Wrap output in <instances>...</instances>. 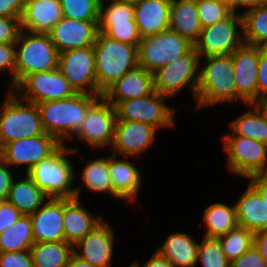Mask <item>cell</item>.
Wrapping results in <instances>:
<instances>
[{"mask_svg": "<svg viewBox=\"0 0 267 267\" xmlns=\"http://www.w3.org/2000/svg\"><path fill=\"white\" fill-rule=\"evenodd\" d=\"M99 95L76 93L63 99L37 104L45 133L54 136L61 144L73 139L83 125L88 109L100 98Z\"/></svg>", "mask_w": 267, "mask_h": 267, "instance_id": "obj_1", "label": "cell"}, {"mask_svg": "<svg viewBox=\"0 0 267 267\" xmlns=\"http://www.w3.org/2000/svg\"><path fill=\"white\" fill-rule=\"evenodd\" d=\"M76 148L62 144L52 155L35 164L26 174L48 198L80 199L81 187L72 188L75 181V167L66 157Z\"/></svg>", "mask_w": 267, "mask_h": 267, "instance_id": "obj_2", "label": "cell"}, {"mask_svg": "<svg viewBox=\"0 0 267 267\" xmlns=\"http://www.w3.org/2000/svg\"><path fill=\"white\" fill-rule=\"evenodd\" d=\"M205 59L204 66L199 67L196 108L237 101L231 55H212L206 56Z\"/></svg>", "mask_w": 267, "mask_h": 267, "instance_id": "obj_3", "label": "cell"}, {"mask_svg": "<svg viewBox=\"0 0 267 267\" xmlns=\"http://www.w3.org/2000/svg\"><path fill=\"white\" fill-rule=\"evenodd\" d=\"M93 46L97 86L102 94L124 74L139 66V45L125 44L98 32Z\"/></svg>", "mask_w": 267, "mask_h": 267, "instance_id": "obj_4", "label": "cell"}, {"mask_svg": "<svg viewBox=\"0 0 267 267\" xmlns=\"http://www.w3.org/2000/svg\"><path fill=\"white\" fill-rule=\"evenodd\" d=\"M58 63L59 53L48 33L20 31L15 42V86L29 74L57 69Z\"/></svg>", "mask_w": 267, "mask_h": 267, "instance_id": "obj_5", "label": "cell"}, {"mask_svg": "<svg viewBox=\"0 0 267 267\" xmlns=\"http://www.w3.org/2000/svg\"><path fill=\"white\" fill-rule=\"evenodd\" d=\"M44 133L37 104L21 99L12 90L7 91L0 108V149L8 142Z\"/></svg>", "mask_w": 267, "mask_h": 267, "instance_id": "obj_6", "label": "cell"}, {"mask_svg": "<svg viewBox=\"0 0 267 267\" xmlns=\"http://www.w3.org/2000/svg\"><path fill=\"white\" fill-rule=\"evenodd\" d=\"M200 57L194 46L186 53L175 58L153 72L154 90L173 98L182 88L189 87L196 99L199 81Z\"/></svg>", "mask_w": 267, "mask_h": 267, "instance_id": "obj_7", "label": "cell"}, {"mask_svg": "<svg viewBox=\"0 0 267 267\" xmlns=\"http://www.w3.org/2000/svg\"><path fill=\"white\" fill-rule=\"evenodd\" d=\"M228 169L235 175L248 178L267 174V144L255 139L231 136L223 137Z\"/></svg>", "mask_w": 267, "mask_h": 267, "instance_id": "obj_8", "label": "cell"}, {"mask_svg": "<svg viewBox=\"0 0 267 267\" xmlns=\"http://www.w3.org/2000/svg\"><path fill=\"white\" fill-rule=\"evenodd\" d=\"M193 46L187 38L169 29L141 38L138 46L139 66L153 73L186 54Z\"/></svg>", "mask_w": 267, "mask_h": 267, "instance_id": "obj_9", "label": "cell"}, {"mask_svg": "<svg viewBox=\"0 0 267 267\" xmlns=\"http://www.w3.org/2000/svg\"><path fill=\"white\" fill-rule=\"evenodd\" d=\"M237 26L239 29H237ZM242 15L232 13L229 17L211 26L202 28L194 48L201 58L212 55H231L244 44Z\"/></svg>", "mask_w": 267, "mask_h": 267, "instance_id": "obj_10", "label": "cell"}, {"mask_svg": "<svg viewBox=\"0 0 267 267\" xmlns=\"http://www.w3.org/2000/svg\"><path fill=\"white\" fill-rule=\"evenodd\" d=\"M164 96L156 91L146 97L121 101L115 106L117 120L139 121L157 128H171L175 125L176 110L163 103Z\"/></svg>", "mask_w": 267, "mask_h": 267, "instance_id": "obj_11", "label": "cell"}, {"mask_svg": "<svg viewBox=\"0 0 267 267\" xmlns=\"http://www.w3.org/2000/svg\"><path fill=\"white\" fill-rule=\"evenodd\" d=\"M12 91L21 99L35 104L67 99L77 93L59 68L29 74Z\"/></svg>", "mask_w": 267, "mask_h": 267, "instance_id": "obj_12", "label": "cell"}, {"mask_svg": "<svg viewBox=\"0 0 267 267\" xmlns=\"http://www.w3.org/2000/svg\"><path fill=\"white\" fill-rule=\"evenodd\" d=\"M58 68L77 93L103 95L97 86L94 46L59 53Z\"/></svg>", "mask_w": 267, "mask_h": 267, "instance_id": "obj_13", "label": "cell"}, {"mask_svg": "<svg viewBox=\"0 0 267 267\" xmlns=\"http://www.w3.org/2000/svg\"><path fill=\"white\" fill-rule=\"evenodd\" d=\"M117 115L115 107L101 96L87 112L83 125L74 136L91 148L111 147Z\"/></svg>", "mask_w": 267, "mask_h": 267, "instance_id": "obj_14", "label": "cell"}, {"mask_svg": "<svg viewBox=\"0 0 267 267\" xmlns=\"http://www.w3.org/2000/svg\"><path fill=\"white\" fill-rule=\"evenodd\" d=\"M61 145L54 136L44 133L4 144L0 149V158L9 166L26 165V174L35 164L48 158Z\"/></svg>", "mask_w": 267, "mask_h": 267, "instance_id": "obj_15", "label": "cell"}, {"mask_svg": "<svg viewBox=\"0 0 267 267\" xmlns=\"http://www.w3.org/2000/svg\"><path fill=\"white\" fill-rule=\"evenodd\" d=\"M237 85V101L245 105L257 103L259 46L243 44L231 53Z\"/></svg>", "mask_w": 267, "mask_h": 267, "instance_id": "obj_16", "label": "cell"}, {"mask_svg": "<svg viewBox=\"0 0 267 267\" xmlns=\"http://www.w3.org/2000/svg\"><path fill=\"white\" fill-rule=\"evenodd\" d=\"M113 231L112 226L102 220L90 233L73 245V253L95 267H109L114 252Z\"/></svg>", "mask_w": 267, "mask_h": 267, "instance_id": "obj_17", "label": "cell"}, {"mask_svg": "<svg viewBox=\"0 0 267 267\" xmlns=\"http://www.w3.org/2000/svg\"><path fill=\"white\" fill-rule=\"evenodd\" d=\"M156 128L139 121L117 120L111 150L122 156L140 155L151 145Z\"/></svg>", "mask_w": 267, "mask_h": 267, "instance_id": "obj_18", "label": "cell"}, {"mask_svg": "<svg viewBox=\"0 0 267 267\" xmlns=\"http://www.w3.org/2000/svg\"><path fill=\"white\" fill-rule=\"evenodd\" d=\"M48 34L58 53L93 46L98 34V21L63 17Z\"/></svg>", "mask_w": 267, "mask_h": 267, "instance_id": "obj_19", "label": "cell"}, {"mask_svg": "<svg viewBox=\"0 0 267 267\" xmlns=\"http://www.w3.org/2000/svg\"><path fill=\"white\" fill-rule=\"evenodd\" d=\"M30 217L35 243L65 240L63 199L48 198Z\"/></svg>", "mask_w": 267, "mask_h": 267, "instance_id": "obj_20", "label": "cell"}, {"mask_svg": "<svg viewBox=\"0 0 267 267\" xmlns=\"http://www.w3.org/2000/svg\"><path fill=\"white\" fill-rule=\"evenodd\" d=\"M154 91L153 73L138 66L124 74L102 96L115 107L121 101L146 97Z\"/></svg>", "mask_w": 267, "mask_h": 267, "instance_id": "obj_21", "label": "cell"}, {"mask_svg": "<svg viewBox=\"0 0 267 267\" xmlns=\"http://www.w3.org/2000/svg\"><path fill=\"white\" fill-rule=\"evenodd\" d=\"M63 18L60 0H37L25 4L21 30L48 33Z\"/></svg>", "mask_w": 267, "mask_h": 267, "instance_id": "obj_22", "label": "cell"}, {"mask_svg": "<svg viewBox=\"0 0 267 267\" xmlns=\"http://www.w3.org/2000/svg\"><path fill=\"white\" fill-rule=\"evenodd\" d=\"M172 0H142L134 6V20L141 38L169 29Z\"/></svg>", "mask_w": 267, "mask_h": 267, "instance_id": "obj_23", "label": "cell"}, {"mask_svg": "<svg viewBox=\"0 0 267 267\" xmlns=\"http://www.w3.org/2000/svg\"><path fill=\"white\" fill-rule=\"evenodd\" d=\"M81 206L80 199H63V228L65 241L75 245L90 233L103 218L94 216Z\"/></svg>", "mask_w": 267, "mask_h": 267, "instance_id": "obj_24", "label": "cell"}, {"mask_svg": "<svg viewBox=\"0 0 267 267\" xmlns=\"http://www.w3.org/2000/svg\"><path fill=\"white\" fill-rule=\"evenodd\" d=\"M116 156V154L112 153V156L108 157V168L113 192L121 200L125 201L127 199L126 201H128L134 197L136 198L143 183V176L141 170L135 164L127 161L129 157L125 156L121 160L117 159Z\"/></svg>", "mask_w": 267, "mask_h": 267, "instance_id": "obj_25", "label": "cell"}, {"mask_svg": "<svg viewBox=\"0 0 267 267\" xmlns=\"http://www.w3.org/2000/svg\"><path fill=\"white\" fill-rule=\"evenodd\" d=\"M235 209L238 226L253 233L267 229V202L250 184L235 203Z\"/></svg>", "mask_w": 267, "mask_h": 267, "instance_id": "obj_26", "label": "cell"}, {"mask_svg": "<svg viewBox=\"0 0 267 267\" xmlns=\"http://www.w3.org/2000/svg\"><path fill=\"white\" fill-rule=\"evenodd\" d=\"M202 28L198 16L197 0H172L169 30L177 32L194 44Z\"/></svg>", "mask_w": 267, "mask_h": 267, "instance_id": "obj_27", "label": "cell"}, {"mask_svg": "<svg viewBox=\"0 0 267 267\" xmlns=\"http://www.w3.org/2000/svg\"><path fill=\"white\" fill-rule=\"evenodd\" d=\"M198 244L187 233H171L156 252L167 258L173 267H195L197 265Z\"/></svg>", "mask_w": 267, "mask_h": 267, "instance_id": "obj_28", "label": "cell"}, {"mask_svg": "<svg viewBox=\"0 0 267 267\" xmlns=\"http://www.w3.org/2000/svg\"><path fill=\"white\" fill-rule=\"evenodd\" d=\"M252 107L230 122L234 135L255 139L267 144V111L261 103L247 104Z\"/></svg>", "mask_w": 267, "mask_h": 267, "instance_id": "obj_29", "label": "cell"}, {"mask_svg": "<svg viewBox=\"0 0 267 267\" xmlns=\"http://www.w3.org/2000/svg\"><path fill=\"white\" fill-rule=\"evenodd\" d=\"M48 200L26 174L25 179L13 180L7 201L13 204L23 215H31Z\"/></svg>", "mask_w": 267, "mask_h": 267, "instance_id": "obj_30", "label": "cell"}, {"mask_svg": "<svg viewBox=\"0 0 267 267\" xmlns=\"http://www.w3.org/2000/svg\"><path fill=\"white\" fill-rule=\"evenodd\" d=\"M73 247L65 240L37 242L29 251L34 267H68Z\"/></svg>", "mask_w": 267, "mask_h": 267, "instance_id": "obj_31", "label": "cell"}, {"mask_svg": "<svg viewBox=\"0 0 267 267\" xmlns=\"http://www.w3.org/2000/svg\"><path fill=\"white\" fill-rule=\"evenodd\" d=\"M203 218L207 238L221 237L238 226L235 205L213 203L204 210Z\"/></svg>", "mask_w": 267, "mask_h": 267, "instance_id": "obj_32", "label": "cell"}, {"mask_svg": "<svg viewBox=\"0 0 267 267\" xmlns=\"http://www.w3.org/2000/svg\"><path fill=\"white\" fill-rule=\"evenodd\" d=\"M34 243L30 215H22L0 234V252L29 251Z\"/></svg>", "mask_w": 267, "mask_h": 267, "instance_id": "obj_33", "label": "cell"}, {"mask_svg": "<svg viewBox=\"0 0 267 267\" xmlns=\"http://www.w3.org/2000/svg\"><path fill=\"white\" fill-rule=\"evenodd\" d=\"M243 39L248 45L267 48V3L241 13Z\"/></svg>", "mask_w": 267, "mask_h": 267, "instance_id": "obj_34", "label": "cell"}, {"mask_svg": "<svg viewBox=\"0 0 267 267\" xmlns=\"http://www.w3.org/2000/svg\"><path fill=\"white\" fill-rule=\"evenodd\" d=\"M82 180L84 186L94 193H109L111 197L121 200L114 192L112 188V182L110 178L108 168V157L95 159L90 161L84 166L82 170Z\"/></svg>", "mask_w": 267, "mask_h": 267, "instance_id": "obj_35", "label": "cell"}, {"mask_svg": "<svg viewBox=\"0 0 267 267\" xmlns=\"http://www.w3.org/2000/svg\"><path fill=\"white\" fill-rule=\"evenodd\" d=\"M253 238L254 233L251 230L237 226L217 239L227 259L231 262L246 253L253 246Z\"/></svg>", "mask_w": 267, "mask_h": 267, "instance_id": "obj_36", "label": "cell"}, {"mask_svg": "<svg viewBox=\"0 0 267 267\" xmlns=\"http://www.w3.org/2000/svg\"><path fill=\"white\" fill-rule=\"evenodd\" d=\"M100 1L60 0L63 17L84 21H98Z\"/></svg>", "mask_w": 267, "mask_h": 267, "instance_id": "obj_37", "label": "cell"}, {"mask_svg": "<svg viewBox=\"0 0 267 267\" xmlns=\"http://www.w3.org/2000/svg\"><path fill=\"white\" fill-rule=\"evenodd\" d=\"M197 262H201L202 267H230L217 238L203 237L202 243L198 244Z\"/></svg>", "mask_w": 267, "mask_h": 267, "instance_id": "obj_38", "label": "cell"}, {"mask_svg": "<svg viewBox=\"0 0 267 267\" xmlns=\"http://www.w3.org/2000/svg\"><path fill=\"white\" fill-rule=\"evenodd\" d=\"M98 32L125 44L139 45L141 41V36L135 21L98 23Z\"/></svg>", "mask_w": 267, "mask_h": 267, "instance_id": "obj_39", "label": "cell"}, {"mask_svg": "<svg viewBox=\"0 0 267 267\" xmlns=\"http://www.w3.org/2000/svg\"><path fill=\"white\" fill-rule=\"evenodd\" d=\"M197 8L203 28L224 20L233 13L227 1L197 0Z\"/></svg>", "mask_w": 267, "mask_h": 267, "instance_id": "obj_40", "label": "cell"}, {"mask_svg": "<svg viewBox=\"0 0 267 267\" xmlns=\"http://www.w3.org/2000/svg\"><path fill=\"white\" fill-rule=\"evenodd\" d=\"M104 1L105 0L100 1L98 23H121L135 21L134 6L117 0H108L110 3L104 9Z\"/></svg>", "mask_w": 267, "mask_h": 267, "instance_id": "obj_41", "label": "cell"}, {"mask_svg": "<svg viewBox=\"0 0 267 267\" xmlns=\"http://www.w3.org/2000/svg\"><path fill=\"white\" fill-rule=\"evenodd\" d=\"M267 100V48L259 46L257 72V103Z\"/></svg>", "mask_w": 267, "mask_h": 267, "instance_id": "obj_42", "label": "cell"}, {"mask_svg": "<svg viewBox=\"0 0 267 267\" xmlns=\"http://www.w3.org/2000/svg\"><path fill=\"white\" fill-rule=\"evenodd\" d=\"M21 18L0 16V44L15 43L21 31Z\"/></svg>", "mask_w": 267, "mask_h": 267, "instance_id": "obj_43", "label": "cell"}, {"mask_svg": "<svg viewBox=\"0 0 267 267\" xmlns=\"http://www.w3.org/2000/svg\"><path fill=\"white\" fill-rule=\"evenodd\" d=\"M0 267H34L30 251L0 252Z\"/></svg>", "mask_w": 267, "mask_h": 267, "instance_id": "obj_44", "label": "cell"}, {"mask_svg": "<svg viewBox=\"0 0 267 267\" xmlns=\"http://www.w3.org/2000/svg\"><path fill=\"white\" fill-rule=\"evenodd\" d=\"M9 70L11 72V87H15V43L0 44V72Z\"/></svg>", "mask_w": 267, "mask_h": 267, "instance_id": "obj_45", "label": "cell"}, {"mask_svg": "<svg viewBox=\"0 0 267 267\" xmlns=\"http://www.w3.org/2000/svg\"><path fill=\"white\" fill-rule=\"evenodd\" d=\"M230 267H267V261L252 246L246 253L231 261Z\"/></svg>", "mask_w": 267, "mask_h": 267, "instance_id": "obj_46", "label": "cell"}, {"mask_svg": "<svg viewBox=\"0 0 267 267\" xmlns=\"http://www.w3.org/2000/svg\"><path fill=\"white\" fill-rule=\"evenodd\" d=\"M23 214L8 201H0V234L12 226Z\"/></svg>", "mask_w": 267, "mask_h": 267, "instance_id": "obj_47", "label": "cell"}, {"mask_svg": "<svg viewBox=\"0 0 267 267\" xmlns=\"http://www.w3.org/2000/svg\"><path fill=\"white\" fill-rule=\"evenodd\" d=\"M13 180L11 166L0 158V201H7Z\"/></svg>", "mask_w": 267, "mask_h": 267, "instance_id": "obj_48", "label": "cell"}, {"mask_svg": "<svg viewBox=\"0 0 267 267\" xmlns=\"http://www.w3.org/2000/svg\"><path fill=\"white\" fill-rule=\"evenodd\" d=\"M25 8L23 0H0V16L21 18Z\"/></svg>", "mask_w": 267, "mask_h": 267, "instance_id": "obj_49", "label": "cell"}, {"mask_svg": "<svg viewBox=\"0 0 267 267\" xmlns=\"http://www.w3.org/2000/svg\"><path fill=\"white\" fill-rule=\"evenodd\" d=\"M250 185L261 195L267 202V174L253 175L247 178Z\"/></svg>", "mask_w": 267, "mask_h": 267, "instance_id": "obj_50", "label": "cell"}, {"mask_svg": "<svg viewBox=\"0 0 267 267\" xmlns=\"http://www.w3.org/2000/svg\"><path fill=\"white\" fill-rule=\"evenodd\" d=\"M132 267H173L171 262L159 255L156 251L153 253L152 257L149 258L143 265L140 266V263L137 261H134V263L131 265Z\"/></svg>", "mask_w": 267, "mask_h": 267, "instance_id": "obj_51", "label": "cell"}, {"mask_svg": "<svg viewBox=\"0 0 267 267\" xmlns=\"http://www.w3.org/2000/svg\"><path fill=\"white\" fill-rule=\"evenodd\" d=\"M253 246L267 261V229L254 233Z\"/></svg>", "mask_w": 267, "mask_h": 267, "instance_id": "obj_52", "label": "cell"}, {"mask_svg": "<svg viewBox=\"0 0 267 267\" xmlns=\"http://www.w3.org/2000/svg\"><path fill=\"white\" fill-rule=\"evenodd\" d=\"M230 10L236 13L237 8H247L246 11L254 9L260 5L267 3V0H227Z\"/></svg>", "mask_w": 267, "mask_h": 267, "instance_id": "obj_53", "label": "cell"}, {"mask_svg": "<svg viewBox=\"0 0 267 267\" xmlns=\"http://www.w3.org/2000/svg\"><path fill=\"white\" fill-rule=\"evenodd\" d=\"M68 267H95V266L91 265L87 261L80 259L73 253L69 260Z\"/></svg>", "mask_w": 267, "mask_h": 267, "instance_id": "obj_54", "label": "cell"}, {"mask_svg": "<svg viewBox=\"0 0 267 267\" xmlns=\"http://www.w3.org/2000/svg\"><path fill=\"white\" fill-rule=\"evenodd\" d=\"M117 1L125 2L128 5L135 6V5L139 4L142 0H117Z\"/></svg>", "mask_w": 267, "mask_h": 267, "instance_id": "obj_55", "label": "cell"}, {"mask_svg": "<svg viewBox=\"0 0 267 267\" xmlns=\"http://www.w3.org/2000/svg\"><path fill=\"white\" fill-rule=\"evenodd\" d=\"M263 106H264V108L266 109V111H267V100H265L264 102H262L261 103Z\"/></svg>", "mask_w": 267, "mask_h": 267, "instance_id": "obj_56", "label": "cell"}, {"mask_svg": "<svg viewBox=\"0 0 267 267\" xmlns=\"http://www.w3.org/2000/svg\"><path fill=\"white\" fill-rule=\"evenodd\" d=\"M23 1H24V3L26 4V3L33 2V1H37V0H23Z\"/></svg>", "mask_w": 267, "mask_h": 267, "instance_id": "obj_57", "label": "cell"}]
</instances>
